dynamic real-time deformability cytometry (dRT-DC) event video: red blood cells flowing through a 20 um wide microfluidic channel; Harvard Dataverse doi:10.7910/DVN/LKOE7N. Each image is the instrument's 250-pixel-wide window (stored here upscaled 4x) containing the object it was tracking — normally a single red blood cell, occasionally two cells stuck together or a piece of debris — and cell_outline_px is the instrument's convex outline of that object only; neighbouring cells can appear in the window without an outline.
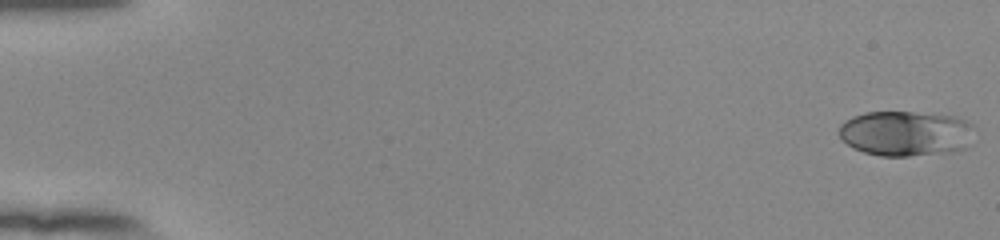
{"species": "human", "species_latin": "Homo sapiens", "temperature_condition": "room temperature", "stored_images_in_passage": 55, "camera_frame_rate_fps": 3000, "um_per_image_px": 0.085, "donor": {"sex": "female"}, "frame": {"image": 1, "passage_image": 1, "time_ms": 0.0, "image_size_px": [1000, 240], "cell_outline_px": [[972, 144], [968, 148], [956, 152], [908, 156], [880, 156], [864, 152], [852, 148], [840, 136], [840, 124], [844, 120], [852, 116], [864, 112], [912, 112], [956, 116], [968, 120], [972, 124]], "centroid_in_image_um": [77.04, 11.35], "position_along_channel_um": 8.0, "area_um2": 36.24}}
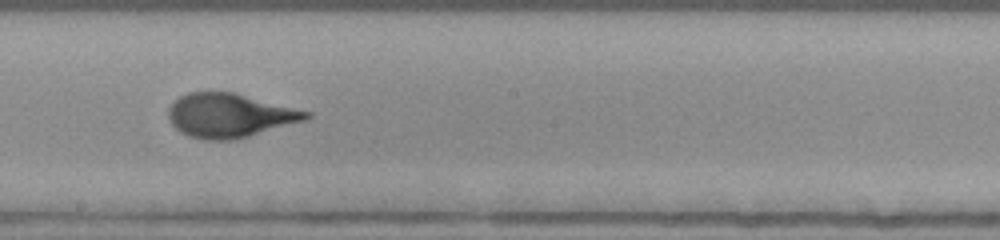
{"frame": {"image": 2, "passage_image": 32, "time_ms": 10.333, "image_size_px": [1000, 240], "cell_outline_px": [[312, 116], [308, 120], [236, 140], [204, 140], [188, 136], [180, 132], [172, 124], [168, 116], [168, 108], [180, 96], [188, 92], [232, 92], [312, 112]], "centroid_in_image_um": [19.55, 9.83], "position_along_channel_um": 228.7, "area_um2": 35.49}}
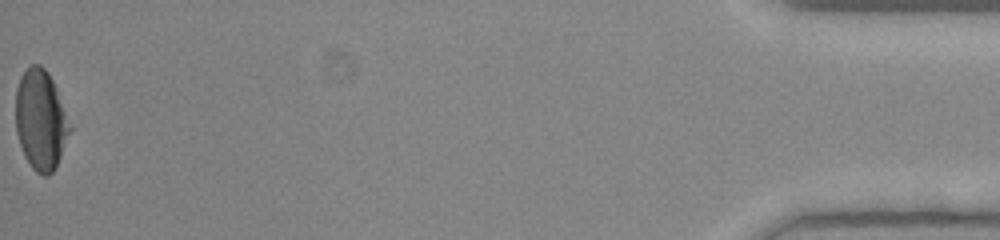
{"frame": {"image": 3, "passage_image": 55, "time_ms": 18.0, "image_size_px": [1000, 240], "cell_outline_px": [[72, 128], [56, 168], [48, 176], [44, 176], [36, 172], [32, 168], [24, 156], [16, 132], [16, 88], [20, 76], [32, 64], [40, 64], [48, 72], [56, 88]], "centroid_in_image_um": [3.46, 10.21], "position_along_channel_um": 431.7, "area_um2": 31.62}, "authors_computed_cell_mechanics": {"area_um2": 34.5644, "velocity_mm_per_s": 3.8296, "shape_relaxation_time_tau1_ms": 4.5766, "shape_relaxation_time_tau2_ms": null, "deformation_change_tau1": 0.1854, "deformation_change_tau2": null}}